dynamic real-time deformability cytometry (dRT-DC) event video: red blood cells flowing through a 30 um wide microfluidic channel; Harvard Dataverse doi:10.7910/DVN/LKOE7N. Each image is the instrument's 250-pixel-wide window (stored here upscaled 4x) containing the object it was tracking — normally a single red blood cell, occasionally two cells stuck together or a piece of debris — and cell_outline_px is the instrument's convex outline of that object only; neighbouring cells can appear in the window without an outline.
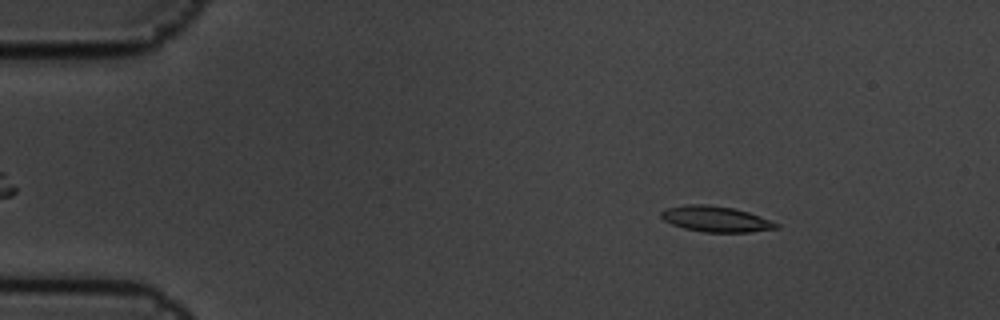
{"species": "common noctule bat (a hibernating species)", "species_latin": "Nyctalus noctula", "temperature_condition": "cold", "stored_images_in_passage": 4, "camera_frame_rate_fps": 3000, "um_per_image_px": 0.085, "animal": {"sex": "male", "body_mass_g": 19.5, "forearm_length_mm": 54.6}, "frame": {"image": 1, "passage_image": 2, "time_ms": 0.333, "image_size_px": [1000, 320], "cell_outline_px": [[780, 228], [748, 232], [704, 232], [684, 228], [672, 224], [664, 220], [660, 216], [660, 212], [668, 208], [684, 204], [708, 204], [732, 208], [748, 212], [760, 216], [780, 224]], "centroid_in_image_um": [60.85, 18.61], "position_along_channel_um": 24.2, "area_um2": 17.22}}
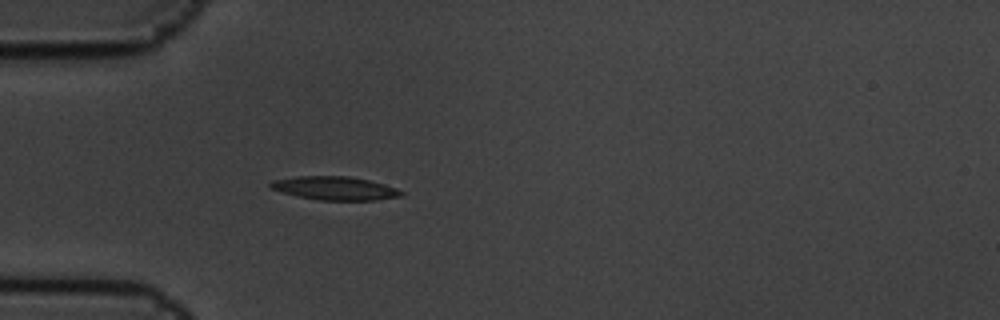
{"frame": {"image": 2, "passage_image": 4, "time_ms": 1.0, "image_size_px": [1000, 320], "cell_outline_px": [[404, 196], [376, 200], [320, 200], [300, 196], [284, 192], [272, 188], [268, 184], [272, 180], [296, 176], [348, 176], [368, 180], [384, 184], [396, 188], [404, 192]], "centroid_in_image_um": [28.51, 15.99], "position_along_channel_um": 56.5, "area_um2": 17.74}}